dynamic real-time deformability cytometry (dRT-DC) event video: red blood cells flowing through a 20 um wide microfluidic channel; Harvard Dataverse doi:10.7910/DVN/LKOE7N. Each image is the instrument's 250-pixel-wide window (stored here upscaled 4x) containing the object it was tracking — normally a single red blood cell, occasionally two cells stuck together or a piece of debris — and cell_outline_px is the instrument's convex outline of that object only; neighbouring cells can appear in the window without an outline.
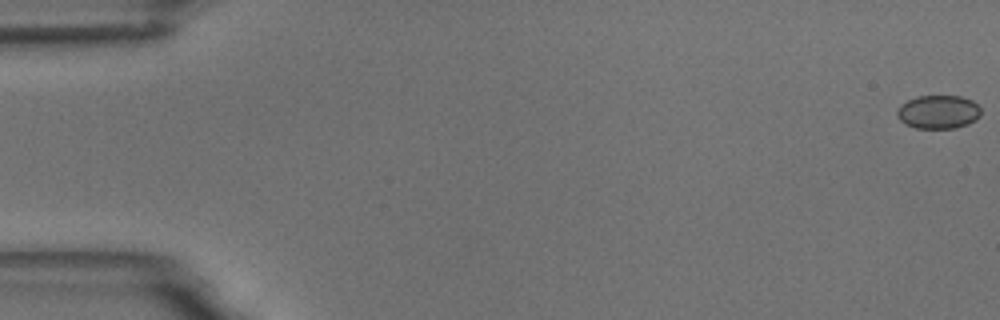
{"species": "common noctule bat (a hibernating species)", "species_latin": "Nyctalus noctula", "temperature_condition": "room temperature", "stored_images_in_passage": 48, "camera_frame_rate_fps": 3000, "um_per_image_px": 0.085, "animal": {"sex": "male", "body_mass_g": 18.8}, "frame": {"image": 1, "passage_image": 1, "time_ms": 0.0, "image_size_px": [1000, 320], "cell_outline_px": [[980, 116], [976, 120], [968, 124], [956, 128], [916, 128], [904, 124], [896, 116], [896, 112], [900, 104], [916, 96], [960, 96], [972, 100], [980, 108]], "centroid_in_image_um": [79.74, 9.52], "position_along_channel_um": 5.3, "area_um2": 16.53}}
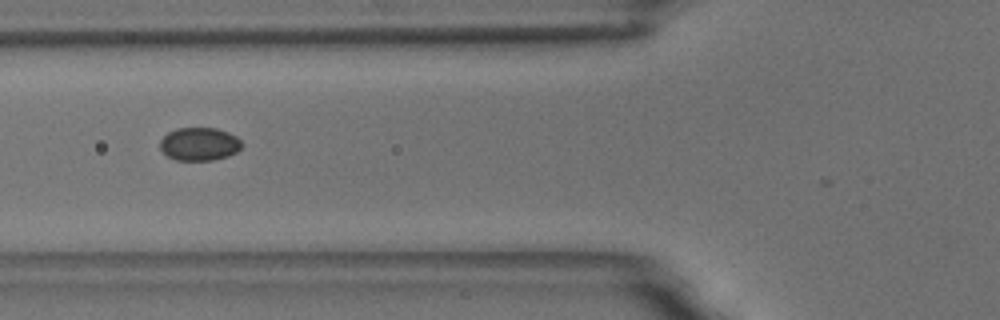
{"frame": {"image": 2, "passage_image": 23, "time_ms": 7.333, "image_size_px": [1000, 320], "cell_outline_px": [[244, 144], [236, 152], [228, 156], [212, 160], [176, 160], [168, 156], [160, 148], [160, 140], [168, 132], [176, 128], [216, 128], [228, 132], [236, 136]], "centroid_in_image_um": [16.95, 12.24], "position_along_channel_um": 108.8, "area_um2": 15.78}}
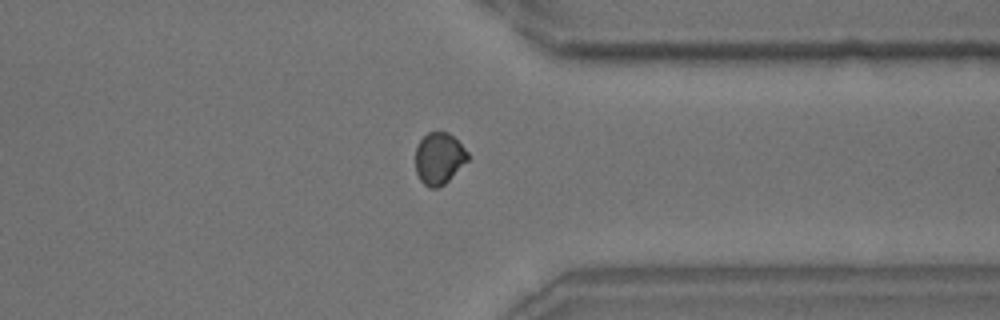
{"frame": {"image": 3, "passage_image": 46, "time_ms": 15.0, "image_size_px": [1000, 320], "cell_outline_px": [[468, 160], [444, 184], [436, 188], [428, 188], [420, 180], [416, 172], [416, 148], [420, 140], [428, 132], [448, 132], [468, 152]], "centroid_in_image_um": [37.3, 13.47], "position_along_channel_um": 374.1, "area_um2": 15.55}}